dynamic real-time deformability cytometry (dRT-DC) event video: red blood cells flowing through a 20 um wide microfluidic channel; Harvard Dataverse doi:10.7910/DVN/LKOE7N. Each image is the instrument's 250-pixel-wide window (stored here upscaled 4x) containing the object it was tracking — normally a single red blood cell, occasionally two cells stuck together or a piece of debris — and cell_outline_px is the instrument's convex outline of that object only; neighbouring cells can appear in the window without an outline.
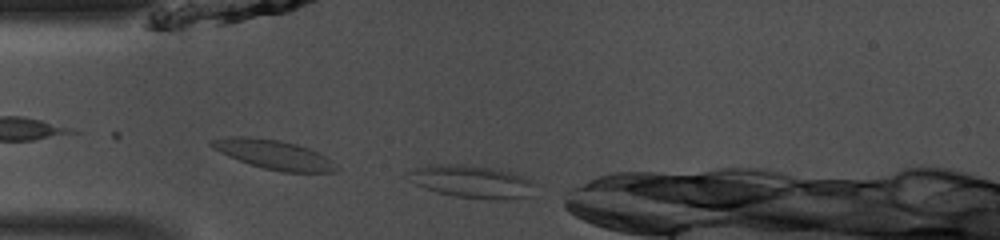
{"species": "common noctule bat (a hibernating species)", "species_latin": "Nyctalus noctula", "temperature_condition": "room temperature", "stored_images_in_passage": 34, "camera_frame_rate_fps": 3000, "um_per_image_px": 0.085, "animal": {"sex": "male", "body_mass_g": 13.0, "forearm_length_mm": 53.1}, "frame": {"image": 1, "passage_image": 1, "time_ms": 0.0, "image_size_px": [1000, 240], "cell_outline_px": [[532, 184], [528, 196], [500, 200], [496, 200], [456, 196], [436, 192], [416, 184], [408, 180], [404, 176], [416, 168], [440, 164], [464, 164], [492, 168], [512, 172], [532, 180]], "centroid_in_image_um": [40.06, 15.43], "position_along_channel_um": 44.9, "area_um2": 23.7}}
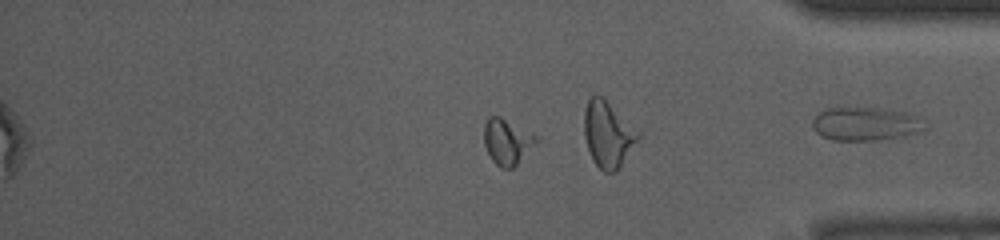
{"frame": {"image": 2, "passage_image": 25, "time_ms": 8.0, "image_size_px": [1000, 240], "cell_outline_px": [[540, 140], [512, 168], [504, 168], [496, 164], [492, 160], [484, 144], [484, 124], [488, 116], [500, 116], [540, 136]], "centroid_in_image_um": [43.13, 12.0], "position_along_channel_um": 392.1, "area_um2": 13.99}}